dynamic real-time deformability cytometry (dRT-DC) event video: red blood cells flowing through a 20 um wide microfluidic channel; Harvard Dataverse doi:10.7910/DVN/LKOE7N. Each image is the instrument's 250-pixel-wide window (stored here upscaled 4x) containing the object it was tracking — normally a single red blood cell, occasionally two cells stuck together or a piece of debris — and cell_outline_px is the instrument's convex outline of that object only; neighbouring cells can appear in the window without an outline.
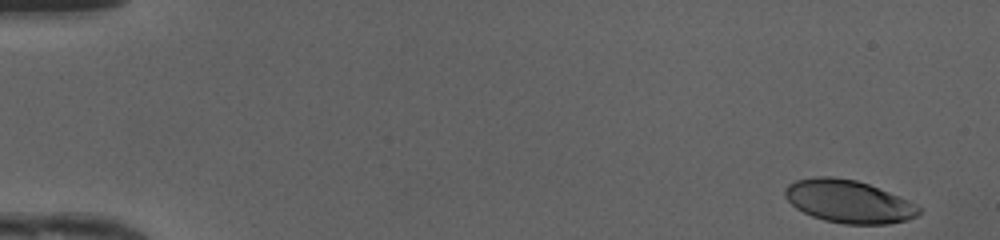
{"species": "human", "species_latin": "Homo sapiens", "temperature_condition": "cold", "stored_images_in_passage": 48, "camera_frame_rate_fps": 3000, "um_per_image_px": 0.085, "donor": {"sex": "female"}, "frame": {"image": 1, "passage_image": 1, "time_ms": 0.0, "image_size_px": [1000, 240], "cell_outline_px": [[924, 208], [916, 216], [908, 220], [888, 224], [844, 224], [824, 220], [812, 216], [796, 208], [784, 196], [784, 188], [788, 184], [796, 180], [816, 176], [828, 176], [856, 180], [868, 184], [908, 200]], "centroid_in_image_um": [72.13, 17.13], "position_along_channel_um": 12.9, "area_um2": 33.41}}
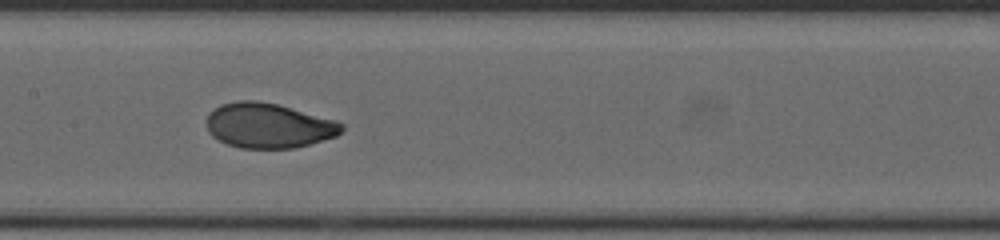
{"frame": {"image": 2, "passage_image": 24, "time_ms": 7.667, "image_size_px": [1000, 240], "cell_outline_px": [[344, 128], [336, 136], [296, 148], [240, 148], [228, 144], [212, 136], [208, 132], [208, 116], [220, 104], [236, 100], [256, 100], [276, 104], [336, 120], [344, 124]], "centroid_in_image_um": [22.84, 10.67], "position_along_channel_um": 184.6, "area_um2": 35.14}}
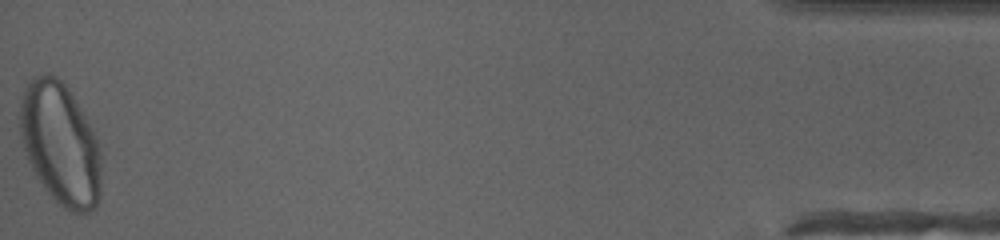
{"frame": {"image": 3, "passage_image": 48, "time_ms": 15.667, "image_size_px": [1000, 240], "cell_outline_px": [[100, 196], [96, 204], [88, 212], [72, 212], [64, 208], [44, 188], [36, 176], [28, 160], [24, 148], [20, 132], [20, 100], [24, 88], [32, 76], [48, 72], [56, 76], [64, 84], [80, 108], [92, 128], [96, 136], [100, 152]], "centroid_in_image_um": [5.11, 12.2], "position_along_channel_um": 430.1, "area_um2": 57.57}, "authors_computed_cell_mechanics": {"area_um2": 35.3736, "velocity_mm_per_s": 4.1673, "shape_relaxation_time_tau1_ms": 3.4754, "shape_relaxation_time_tau2_ms": null, "deformation_change_tau1": 0.1566, "deformation_change_tau2": null}}